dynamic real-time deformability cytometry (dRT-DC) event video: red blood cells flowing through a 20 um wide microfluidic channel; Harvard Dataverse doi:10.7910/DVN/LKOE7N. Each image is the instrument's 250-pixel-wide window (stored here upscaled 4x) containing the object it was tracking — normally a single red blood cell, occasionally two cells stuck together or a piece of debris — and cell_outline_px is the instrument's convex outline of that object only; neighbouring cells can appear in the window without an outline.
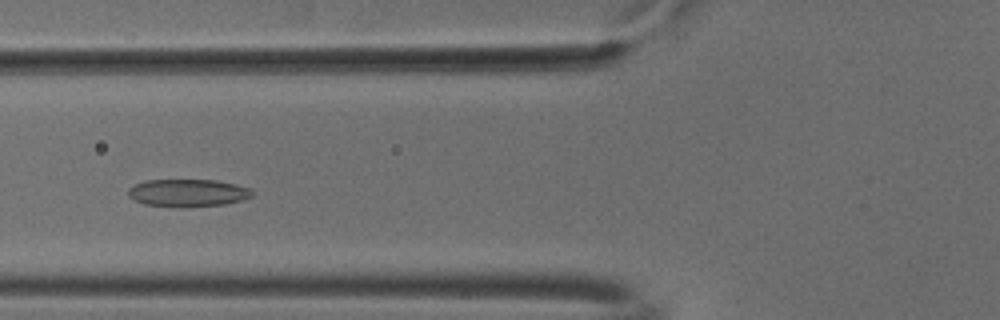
{"species": "common noctule bat (a hibernating species)", "species_latin": "Nyctalus noctula", "temperature_condition": "cold", "stored_images_in_passage": 45, "camera_frame_rate_fps": 3000, "um_per_image_px": 0.085, "animal": {"sex": "male", "body_mass_g": 18.8}, "frame": {"image": 1, "passage_image": 12, "time_ms": 3.667, "image_size_px": [1000, 320], "cell_outline_px": [[252, 196], [244, 200], [224, 204], [188, 208], [176, 208], [144, 204], [132, 200], [128, 196], [128, 188], [132, 184], [144, 180], [216, 180], [236, 184], [248, 188], [252, 192]], "centroid_in_image_um": [15.9, 16.41], "position_along_channel_um": 109.9, "area_um2": 20.4}}
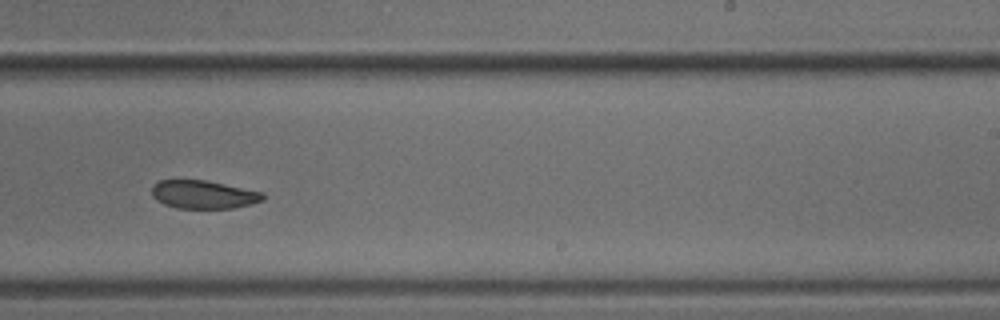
{"frame": {"image": 2, "passage_image": 25, "time_ms": 8.0, "image_size_px": [1000, 320], "cell_outline_px": [[264, 200], [252, 204], [232, 208], [176, 208], [164, 204], [156, 200], [152, 196], [152, 184], [160, 180], [204, 180], [264, 192]], "centroid_in_image_um": [17.28, 16.53], "position_along_channel_um": 271.7, "area_um2": 18.32}}
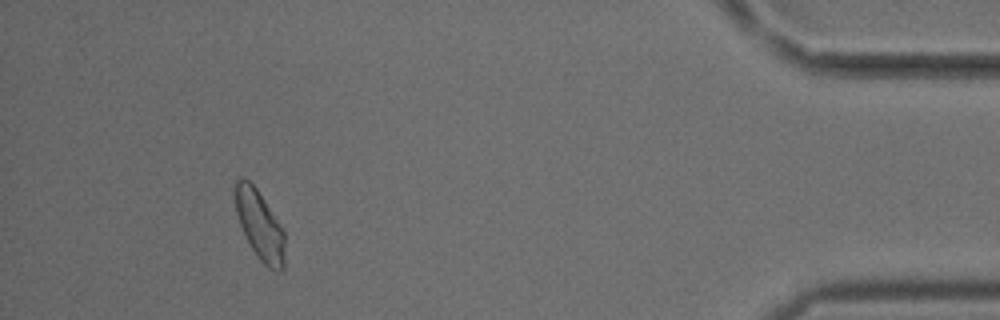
{"frame": {"image": 3, "passage_image": 41, "time_ms": 13.333, "image_size_px": [1000, 320], "cell_outline_px": [[284, 268], [280, 272], [268, 268], [260, 260], [248, 244], [240, 224], [236, 212], [236, 180], [248, 180], [256, 188], [284, 228]], "centroid_in_image_um": [22.11, 19.21], "position_along_channel_um": 413.1, "area_um2": 19.83}, "authors_computed_cell_mechanics": {"area_um2": 19.9988, "velocity_mm_per_s": 3.7329, "shape_relaxation_time_tau1_ms": null, "shape_relaxation_time_tau2_ms": 5.0333, "deformation_change_tau1": null, "deformation_change_tau2": 0.0844}}